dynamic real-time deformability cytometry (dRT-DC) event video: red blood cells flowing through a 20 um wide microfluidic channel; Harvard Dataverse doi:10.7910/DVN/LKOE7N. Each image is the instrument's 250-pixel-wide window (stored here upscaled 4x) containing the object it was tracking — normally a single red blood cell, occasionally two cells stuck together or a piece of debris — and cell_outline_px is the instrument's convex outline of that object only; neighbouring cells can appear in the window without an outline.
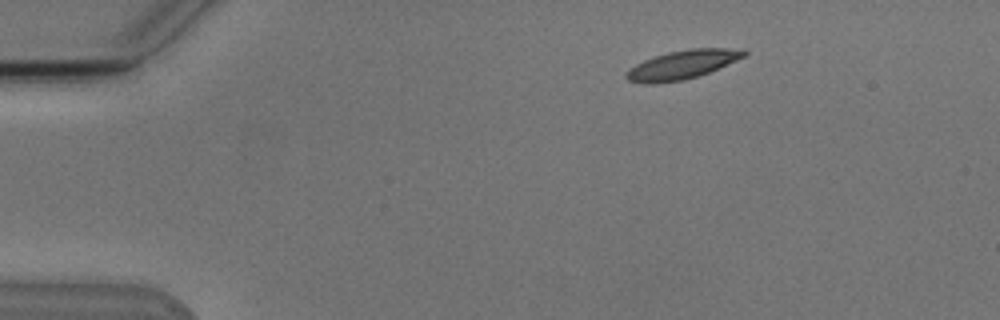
{"species": "Egyptian fruit bat (a non-hibernating species)", "species_latin": "Rousettus aegyptiacus", "temperature_condition": "cold", "stored_images_in_passage": 4, "camera_frame_rate_fps": 3000, "um_per_image_px": 0.085, "animal": {"sex": "male"}, "frame": {"image": 1, "passage_image": 2, "time_ms": 1.333, "image_size_px": [1000, 320], "cell_outline_px": [[748, 52], [744, 56], [736, 60], [708, 72], [684, 80], [656, 84], [644, 84], [628, 80], [624, 76], [628, 68], [644, 60], [668, 52], [688, 48], [744, 48]], "centroid_in_image_um": [57.97, 5.5], "position_along_channel_um": 27.0, "area_um2": 19.77}}